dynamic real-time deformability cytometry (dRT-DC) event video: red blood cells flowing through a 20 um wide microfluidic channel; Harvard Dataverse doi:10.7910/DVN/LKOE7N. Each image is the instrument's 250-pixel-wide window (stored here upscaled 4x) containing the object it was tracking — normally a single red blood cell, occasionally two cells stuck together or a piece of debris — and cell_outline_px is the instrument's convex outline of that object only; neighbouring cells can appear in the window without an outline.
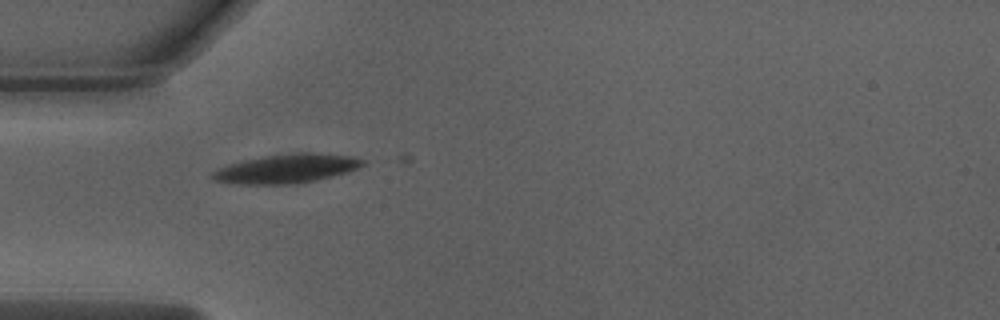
{"species": "Egyptian fruit bat (a non-hibernating species)", "species_latin": "Rousettus aegyptiacus", "temperature_condition": "warm", "stored_images_in_passage": 3, "camera_frame_rate_fps": 3000, "um_per_image_px": 0.085, "animal": {"sex": "male"}, "frame": {"image": 1, "passage_image": 1, "time_ms": 0.0, "image_size_px": [1000, 320], "cell_outline_px": [[364, 164], [348, 172], [316, 180], [292, 184], [236, 184], [216, 180], [208, 176], [212, 172], [228, 164], [240, 160], [264, 156], [296, 152], [312, 152], [348, 156], [364, 160]], "centroid_in_image_um": [24.31, 14.33], "position_along_channel_um": 60.7, "area_um2": 25.32}}